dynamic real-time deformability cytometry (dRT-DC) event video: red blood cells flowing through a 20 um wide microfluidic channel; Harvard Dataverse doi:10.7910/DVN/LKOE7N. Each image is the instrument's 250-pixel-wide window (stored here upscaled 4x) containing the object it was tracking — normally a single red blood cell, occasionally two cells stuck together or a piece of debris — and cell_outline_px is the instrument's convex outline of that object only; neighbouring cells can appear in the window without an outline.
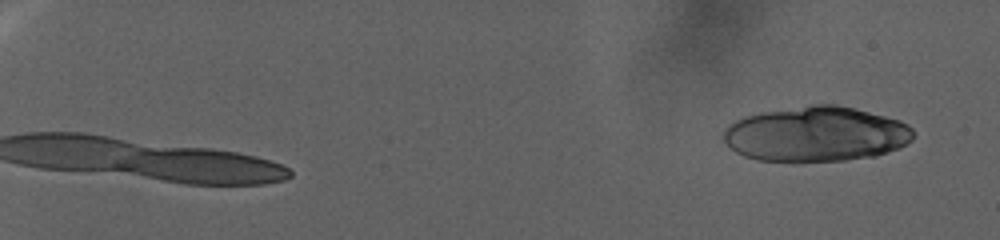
{"species": "human", "species_latin": "Homo sapiens", "temperature_condition": "warm", "stored_images_in_passage": 55, "camera_frame_rate_fps": 3000, "um_per_image_px": 0.085, "donor": {"sex": "female"}, "frame": {"image": 1, "passage_image": 1, "time_ms": 0.0, "image_size_px": [1000, 240], "cell_outline_px": [[912, 140], [896, 148], [876, 156], [844, 160], [756, 160], [744, 156], [736, 152], [724, 140], [724, 132], [728, 124], [744, 116], [760, 112], [812, 104], [836, 104], [900, 120], [908, 124], [912, 128]], "centroid_in_image_um": [69.34, 11.38], "position_along_channel_um": 15.7, "area_um2": 60.29}}
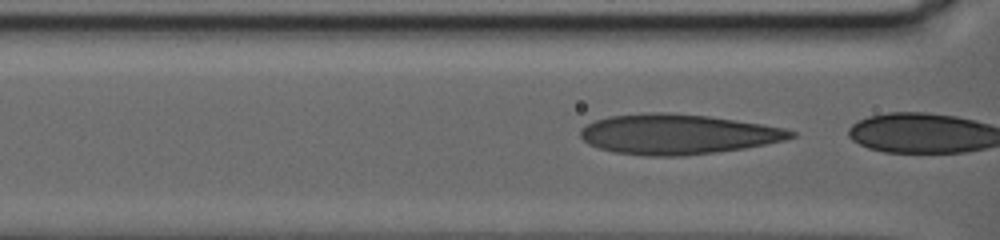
{"frame": {"image": 2, "passage_image": 54, "time_ms": 17.667, "image_size_px": [1000, 240], "cell_outline_px": [[796, 136], [784, 140], [744, 148], [680, 156], [648, 156], [616, 152], [600, 148], [588, 144], [580, 136], [580, 128], [596, 120], [608, 116], [656, 112], [668, 112], [708, 116], [760, 124], [784, 128], [796, 132]], "centroid_in_image_um": [57.57, 11.4], "position_along_channel_um": 109.0, "area_um2": 48.67}}